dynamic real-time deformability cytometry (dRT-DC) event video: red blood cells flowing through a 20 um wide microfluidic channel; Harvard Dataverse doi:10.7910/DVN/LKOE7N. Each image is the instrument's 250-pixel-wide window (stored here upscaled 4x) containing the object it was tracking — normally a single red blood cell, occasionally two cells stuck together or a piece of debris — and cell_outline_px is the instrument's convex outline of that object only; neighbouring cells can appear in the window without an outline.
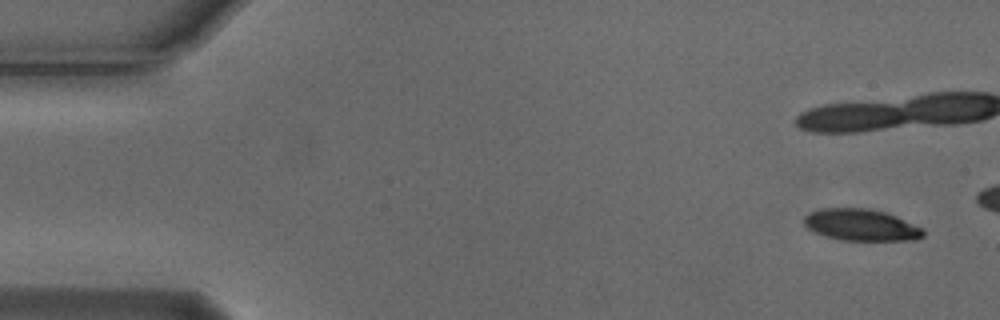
{"species": "Egyptian fruit bat (a non-hibernating species)", "species_latin": "Rousettus aegyptiacus", "temperature_condition": "cold", "stored_images_in_passage": 5, "camera_frame_rate_fps": 3000, "um_per_image_px": 0.085, "animal": {"sex": "male"}, "frame": {"image": 1, "passage_image": 1, "time_ms": 0.0, "image_size_px": [1000, 320], "cell_outline_px": [[924, 236], [916, 240], [840, 240], [824, 236], [808, 228], [804, 224], [804, 216], [808, 212], [820, 208], [868, 208], [884, 212], [896, 216], [924, 228]], "centroid_in_image_um": [73.2, 19.12], "position_along_channel_um": 11.8, "area_um2": 22.14}}